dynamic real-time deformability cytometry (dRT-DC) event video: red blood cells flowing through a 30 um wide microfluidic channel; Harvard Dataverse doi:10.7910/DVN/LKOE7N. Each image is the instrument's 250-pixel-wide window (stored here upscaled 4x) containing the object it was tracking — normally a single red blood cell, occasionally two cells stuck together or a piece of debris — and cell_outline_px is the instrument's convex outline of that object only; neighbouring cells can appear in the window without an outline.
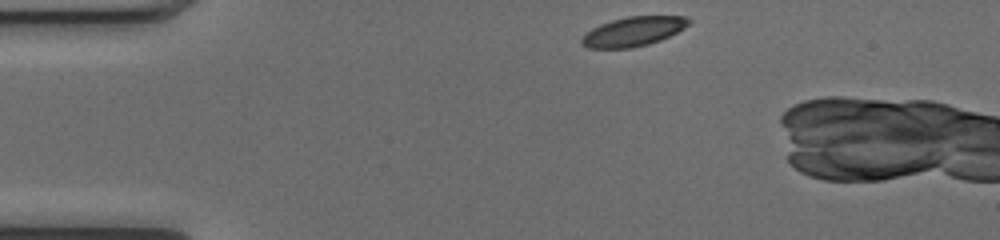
{"species": "common noctule bat (a hibernating species)", "species_latin": "Nyctalus noctula", "temperature_condition": "cold", "stored_images_in_passage": 37, "camera_frame_rate_fps": 3000, "um_per_image_px": 0.085, "animal": {"sex": "female", "body_mass_g": 17.0, "forearm_length_mm": 48.0}, "frame": {"image": 1, "passage_image": 1, "time_ms": 0.0, "image_size_px": [1000, 240], "cell_outline_px": [[692, 20], [684, 28], [660, 40], [648, 44], [632, 48], [588, 48], [580, 44], [580, 40], [592, 28], [600, 24], [612, 20], [628, 16], [684, 16]], "centroid_in_image_um": [53.81, 2.68], "position_along_channel_um": 31.2, "area_um2": 18.21}}
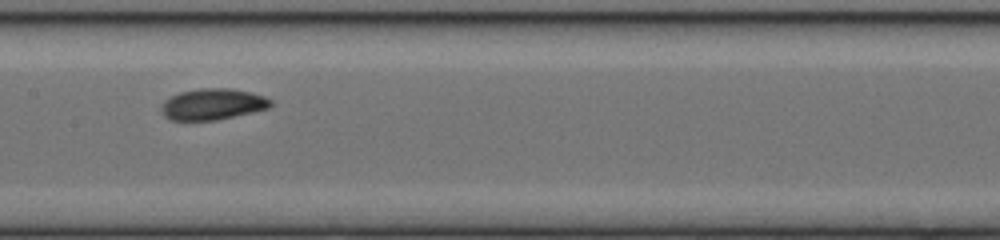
{"frame": {"image": 2, "passage_image": 17, "time_ms": 5.333, "image_size_px": [1000, 240], "cell_outline_px": [[272, 104], [268, 108], [216, 120], [168, 120], [160, 112], [160, 108], [164, 100], [180, 92], [200, 88], [232, 88], [264, 96], [272, 100]], "centroid_in_image_um": [18.03, 8.86], "position_along_channel_um": 189.4, "area_um2": 19.83}}
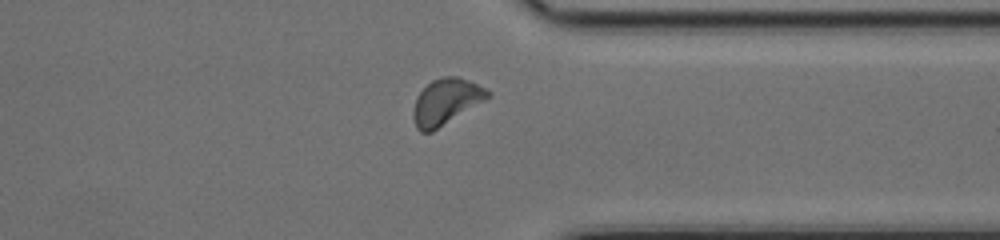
{"frame": {"image": 3, "passage_image": 31, "time_ms": 10.0, "image_size_px": [1000, 240], "cell_outline_px": [[492, 96], [432, 132], [420, 132], [416, 128], [412, 116], [412, 112], [416, 96], [432, 80], [444, 76], [456, 76], [468, 80], [492, 92]], "centroid_in_image_um": [37.9, 8.65], "position_along_channel_um": 373.5, "area_um2": 19.94}, "authors_computed_cell_mechanics": {"area_um2": 19.2474, "velocity_mm_per_s": 4.0173, "shape_relaxation_time_tau1_ms": 1.4259, "shape_relaxation_time_tau2_ms": 2.1713, "deformation_change_tau1": 0.1091, "deformation_change_tau2": 0.0721}}